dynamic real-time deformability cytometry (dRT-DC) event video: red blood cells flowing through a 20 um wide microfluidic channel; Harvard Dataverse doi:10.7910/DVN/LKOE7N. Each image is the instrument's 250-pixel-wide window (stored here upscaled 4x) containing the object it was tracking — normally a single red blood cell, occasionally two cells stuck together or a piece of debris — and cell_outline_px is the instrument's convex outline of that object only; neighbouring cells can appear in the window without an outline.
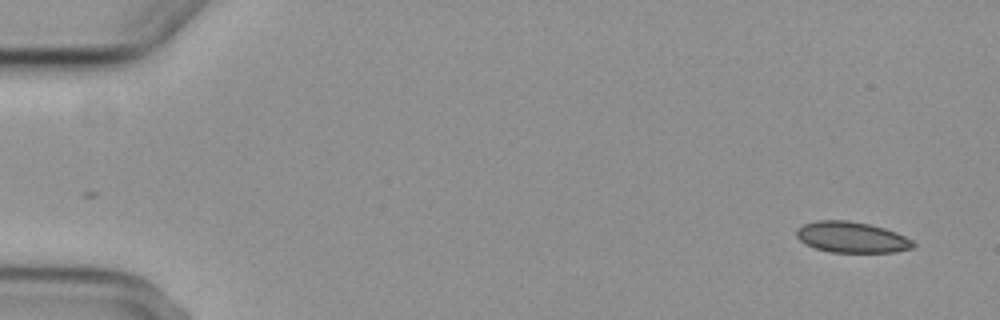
{"species": "common noctule bat (a hibernating species)", "species_latin": "Nyctalus noctula", "temperature_condition": "cold", "stored_images_in_passage": 2, "camera_frame_rate_fps": 3000, "um_per_image_px": 0.085, "animal": {"sex": "female", "body_mass_g": 29.2, "forearm_length_mm": 56.3}, "frame": {"image": 1, "passage_image": 2, "time_ms": 1.333, "image_size_px": [1000, 320], "cell_outline_px": [[916, 244], [912, 248], [896, 252], [828, 252], [804, 244], [796, 236], [796, 228], [804, 224], [816, 220], [848, 220], [868, 224], [884, 228], [896, 232], [912, 240]], "centroid_in_image_um": [72.37, 20.16], "position_along_channel_um": 12.6, "area_um2": 21.1}}